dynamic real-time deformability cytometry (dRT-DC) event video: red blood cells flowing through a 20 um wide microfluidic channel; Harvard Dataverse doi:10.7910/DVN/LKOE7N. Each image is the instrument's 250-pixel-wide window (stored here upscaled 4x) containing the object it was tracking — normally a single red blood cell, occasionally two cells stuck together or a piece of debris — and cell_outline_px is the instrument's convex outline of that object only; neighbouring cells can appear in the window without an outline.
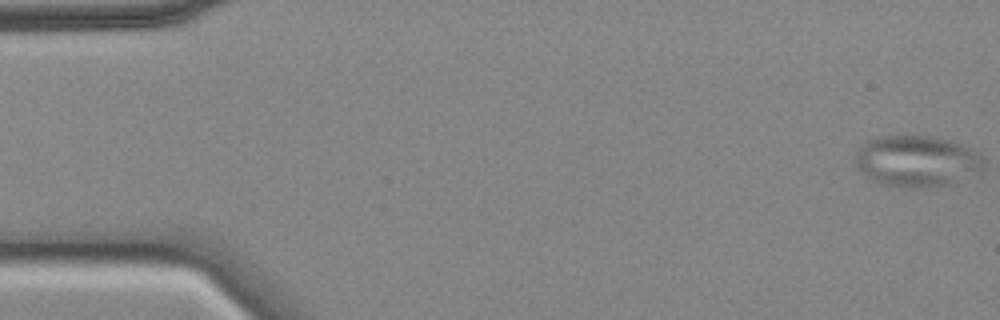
{"species": "common noctule bat (a hibernating species)", "species_latin": "Nyctalus noctula", "temperature_condition": "cold", "stored_images_in_passage": 57, "camera_frame_rate_fps": 3000, "um_per_image_px": 0.085, "animal": {"sex": "female", "body_mass_g": 18.4}, "frame": {"image": 1, "passage_image": 1, "time_ms": 0.0, "image_size_px": [1000, 320], "cell_outline_px": [[984, 168], [980, 172], [948, 184], [912, 188], [908, 188], [884, 184], [860, 172], [856, 168], [856, 152], [860, 144], [868, 140], [880, 136], [936, 136], [960, 144], [976, 152], [984, 160]], "centroid_in_image_um": [77.91, 13.68], "position_along_channel_um": 7.1, "area_um2": 38.03}}
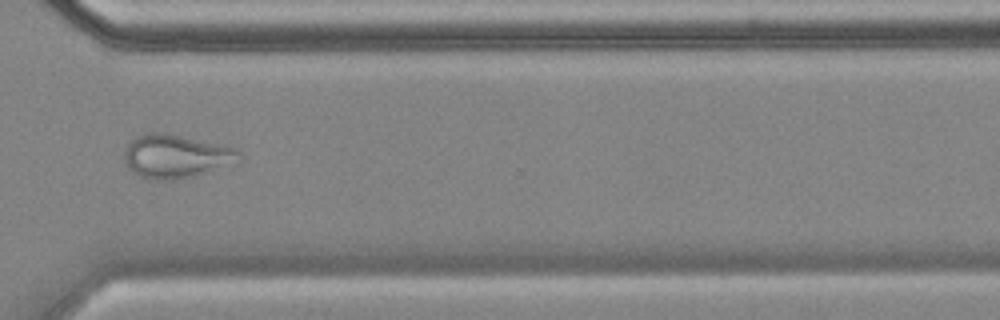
{"frame": {"image": 2, "passage_image": 42, "time_ms": 13.667, "image_size_px": [1000, 320], "cell_outline_px": [[240, 152], [236, 164], [192, 176], [172, 180], [156, 180], [140, 176], [132, 172], [128, 168], [124, 160], [124, 152], [128, 144], [136, 136], [144, 132], [164, 132], [236, 148]], "centroid_in_image_um": [14.93, 13.28], "position_along_channel_um": 355.7, "area_um2": 29.07}}
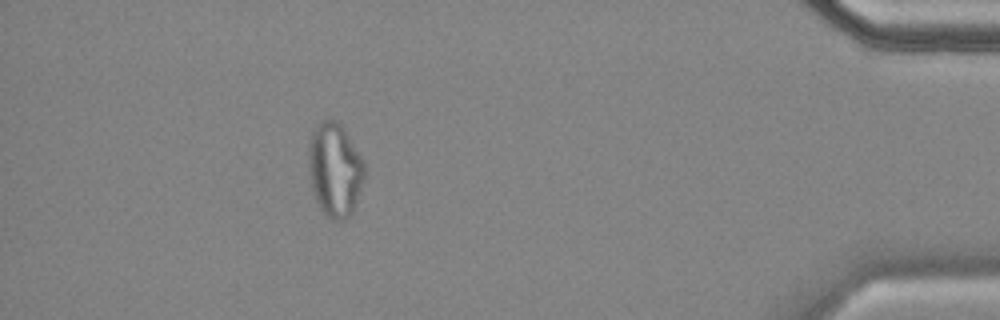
{"frame": {"image": 3, "passage_image": 51, "time_ms": 16.667, "image_size_px": [1000, 320], "cell_outline_px": [[364, 180], [352, 212], [344, 220], [332, 220], [320, 208], [316, 200], [312, 188], [308, 172], [308, 144], [312, 128], [320, 120], [336, 120], [344, 128], [364, 160]], "centroid_in_image_um": [28.44, 14.38], "position_along_channel_um": 406.8, "area_um2": 30.87}}